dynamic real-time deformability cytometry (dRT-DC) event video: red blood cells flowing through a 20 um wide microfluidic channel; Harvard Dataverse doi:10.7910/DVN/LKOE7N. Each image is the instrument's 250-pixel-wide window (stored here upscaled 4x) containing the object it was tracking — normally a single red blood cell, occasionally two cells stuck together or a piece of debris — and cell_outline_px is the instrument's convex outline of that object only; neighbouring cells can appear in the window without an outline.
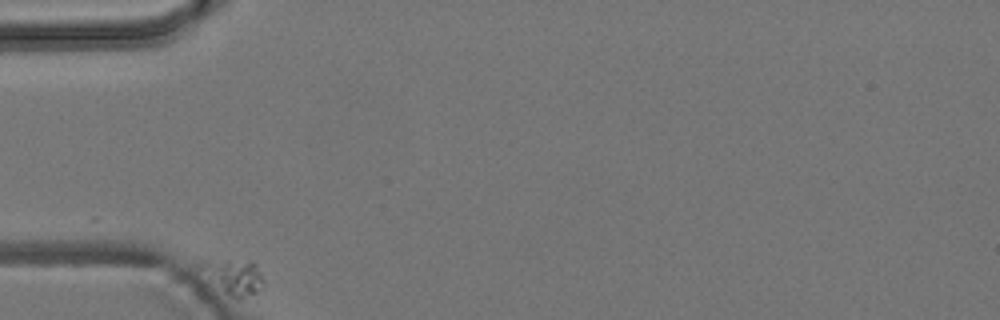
{"species": "common noctule bat (a hibernating species)", "species_latin": "Nyctalus noctula", "temperature_condition": "room temperature", "stored_images_in_passage": 5, "camera_frame_rate_fps": 3000, "um_per_image_px": 0.085, "animal": {"sex": "male", "body_mass_g": 19.2, "forearm_length_mm": 51.8}, "frame": {"image": 1, "passage_image": 1, "time_ms": 0.0, "image_size_px": [1000, 320], "cell_outline_px": [[264, 288], [240, 300], [236, 300], [224, 292], [204, 264], [208, 260], [256, 260], [264, 280]], "centroid_in_image_um": [20.14, 23.54], "position_along_channel_um": 64.9, "area_um2": 12.14}}